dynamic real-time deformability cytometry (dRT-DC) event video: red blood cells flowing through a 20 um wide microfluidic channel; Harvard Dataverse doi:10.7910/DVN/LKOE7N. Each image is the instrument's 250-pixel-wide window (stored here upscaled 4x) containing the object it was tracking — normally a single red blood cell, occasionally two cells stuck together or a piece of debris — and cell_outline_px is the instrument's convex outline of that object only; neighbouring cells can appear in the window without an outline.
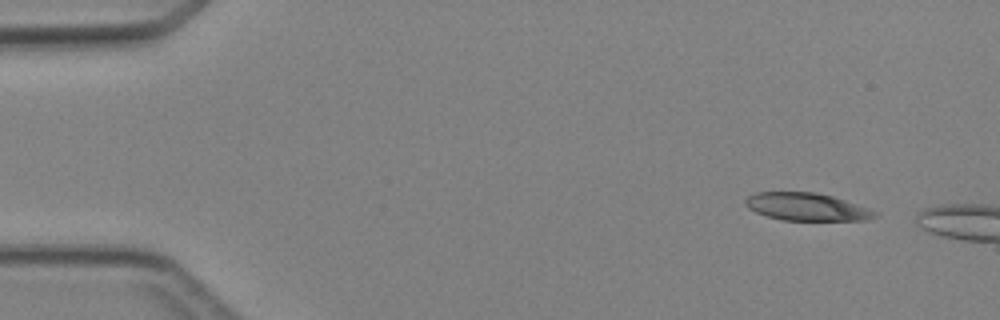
{"species": "Egyptian fruit bat (a non-hibernating species)", "species_latin": "Rousettus aegyptiacus", "temperature_condition": "cold", "stored_images_in_passage": 2, "camera_frame_rate_fps": 3000, "um_per_image_px": 0.085, "animal": {"sex": "female"}, "frame": {"image": 1, "passage_image": 1, "time_ms": 0.0, "image_size_px": [1000, 320], "cell_outline_px": [[880, 212], [876, 216], [868, 220], [784, 220], [768, 216], [756, 212], [748, 208], [744, 204], [744, 200], [748, 196], [756, 192], [816, 192], [832, 196]], "centroid_in_image_um": [68.56, 17.58], "position_along_channel_um": 16.4, "area_um2": 20.81}}